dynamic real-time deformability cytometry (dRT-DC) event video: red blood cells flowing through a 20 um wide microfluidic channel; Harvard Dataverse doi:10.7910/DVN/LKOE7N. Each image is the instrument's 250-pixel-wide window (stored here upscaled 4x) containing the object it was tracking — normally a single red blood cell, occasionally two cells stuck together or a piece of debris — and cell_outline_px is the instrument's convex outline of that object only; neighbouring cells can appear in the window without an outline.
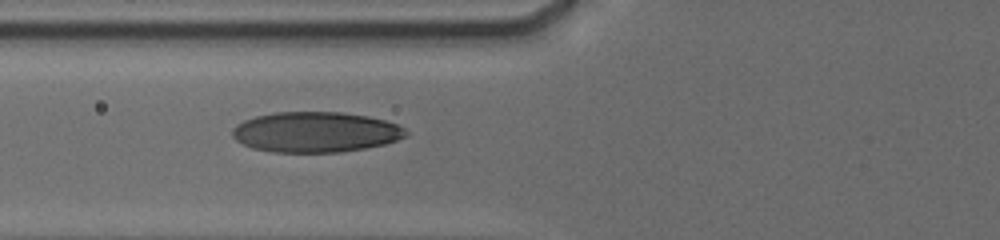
{"species": "human", "species_latin": "Homo sapiens", "temperature_condition": "cold", "stored_images_in_passage": 5, "camera_frame_rate_fps": 3000, "um_per_image_px": 0.085, "donor": {"sex": "male"}, "frame": {"image": 1, "passage_image": 4, "time_ms": 2.667, "image_size_px": [1000, 240], "cell_outline_px": [[408, 136], [384, 144], [364, 148], [340, 152], [272, 152], [252, 148], [236, 140], [232, 136], [232, 128], [236, 124], [244, 120], [256, 116], [276, 112], [340, 112], [368, 116], [384, 120], [396, 124], [404, 128], [408, 132]], "centroid_in_image_um": [26.81, 11.22], "position_along_channel_um": 99.0, "area_um2": 40.86}}
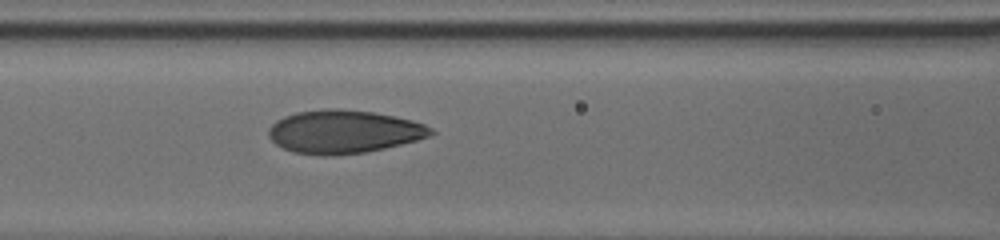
{"frame": {"image": 2, "passage_image": 5, "time_ms": 3.667, "image_size_px": [1000, 240], "cell_outline_px": [[436, 132], [428, 136], [416, 140], [384, 148], [364, 152], [332, 156], [320, 156], [292, 152], [276, 144], [268, 136], [268, 128], [276, 120], [284, 116], [296, 112], [328, 108], [336, 108], [372, 112], [412, 120], [424, 124], [432, 128]], "centroid_in_image_um": [29.18, 11.2], "position_along_channel_um": 137.4, "area_um2": 40.86}}